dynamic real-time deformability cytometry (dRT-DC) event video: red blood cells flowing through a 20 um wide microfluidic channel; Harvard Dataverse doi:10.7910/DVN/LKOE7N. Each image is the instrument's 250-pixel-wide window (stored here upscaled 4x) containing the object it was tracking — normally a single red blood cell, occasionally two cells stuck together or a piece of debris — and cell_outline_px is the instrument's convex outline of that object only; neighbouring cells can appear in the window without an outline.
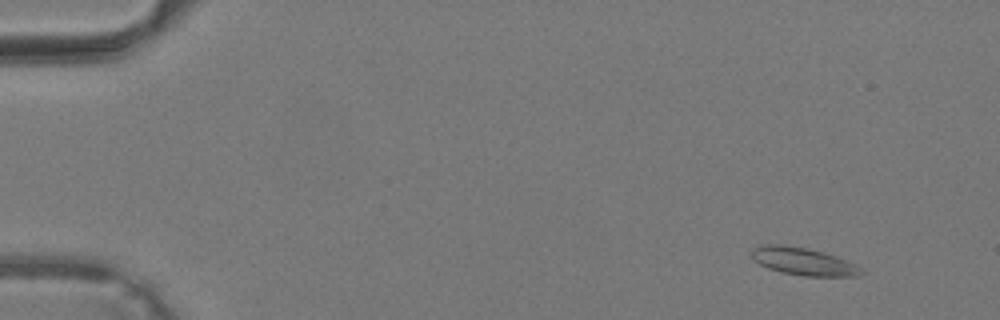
{"species": "common noctule bat (a hibernating species)", "species_latin": "Nyctalus noctula", "temperature_condition": "warm", "stored_images_in_passage": 43, "camera_frame_rate_fps": 3000, "um_per_image_px": 0.085, "animal": {"sex": "male", "body_mass_g": 19.2, "forearm_length_mm": 51.8}, "frame": {"image": 1, "passage_image": 5, "time_ms": 1.333, "image_size_px": [1000, 320], "cell_outline_px": [[864, 272], [856, 276], [804, 276], [780, 272], [768, 268], [752, 260], [752, 248], [760, 244], [784, 244], [808, 248], [824, 252], [836, 256], [856, 264]], "centroid_in_image_um": [68.24, 22.2], "position_along_channel_um": 16.8, "area_um2": 17.8}}
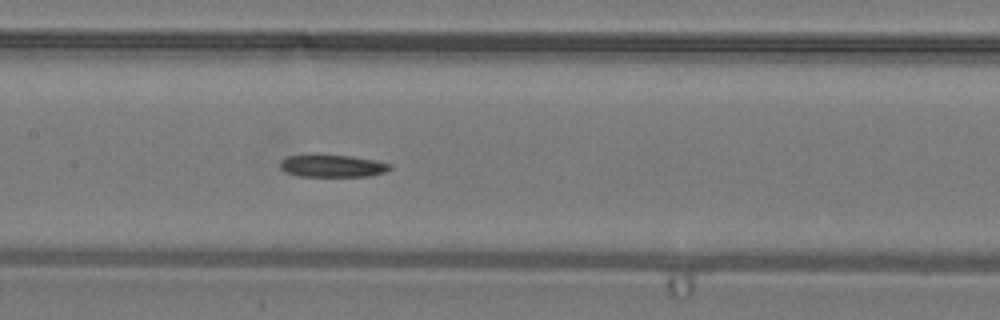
{"frame": {"image": 2, "passage_image": 22, "time_ms": 7.0, "image_size_px": [1000, 320], "cell_outline_px": [[392, 168], [384, 172], [368, 176], [300, 176], [284, 172], [280, 168], [280, 160], [288, 156], [312, 152], [320, 152], [352, 156], [376, 160], [392, 164]], "centroid_in_image_um": [28.19, 14.05], "position_along_channel_um": 179.2, "area_um2": 15.09}}
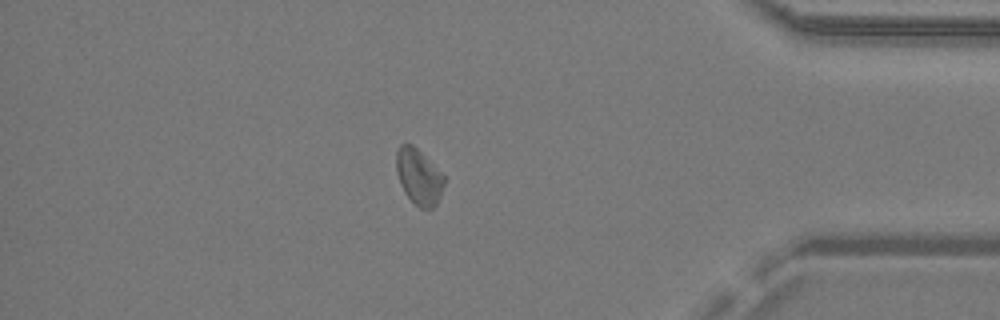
{"frame": {"image": 3, "passage_image": 37, "time_ms": 12.0, "image_size_px": [1000, 320], "cell_outline_px": [[444, 184], [440, 196], [436, 204], [432, 208], [420, 208], [404, 192], [400, 184], [396, 172], [396, 152], [400, 144], [412, 144], [444, 176]], "centroid_in_image_um": [35.57, 15.02], "position_along_channel_um": 399.6, "area_um2": 15.2}}